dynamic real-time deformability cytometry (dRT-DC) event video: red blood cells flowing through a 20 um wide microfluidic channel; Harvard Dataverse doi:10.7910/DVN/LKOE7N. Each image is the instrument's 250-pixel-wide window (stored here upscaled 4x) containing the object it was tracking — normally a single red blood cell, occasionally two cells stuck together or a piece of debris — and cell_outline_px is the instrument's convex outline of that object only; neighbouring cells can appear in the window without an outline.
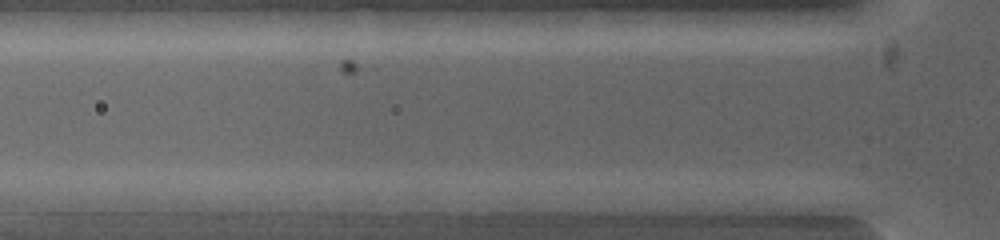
{"species": "common noctule bat (a hibernating species)", "species_latin": "Nyctalus noctula", "temperature_condition": "warm", "stored_images_in_passage": 4, "camera_frame_rate_fps": 5000, "um_per_image_px": 0.085, "animal": {"sex": "female", "body_mass_g": 19.0, "forearm_length_mm": 53.3}, "frame": {"image": 1, "passage_image": 2, "time_ms": 0.6, "image_size_px": [1000, 240], "cell_outline_px": [[788, 216], [776, 220], [640, 208], [628, 200], [720, 192], [784, 200]], "centroid_in_image_um": [61.11, 17.44], "position_along_channel_um": 64.7, "area_um2": 19.94}}